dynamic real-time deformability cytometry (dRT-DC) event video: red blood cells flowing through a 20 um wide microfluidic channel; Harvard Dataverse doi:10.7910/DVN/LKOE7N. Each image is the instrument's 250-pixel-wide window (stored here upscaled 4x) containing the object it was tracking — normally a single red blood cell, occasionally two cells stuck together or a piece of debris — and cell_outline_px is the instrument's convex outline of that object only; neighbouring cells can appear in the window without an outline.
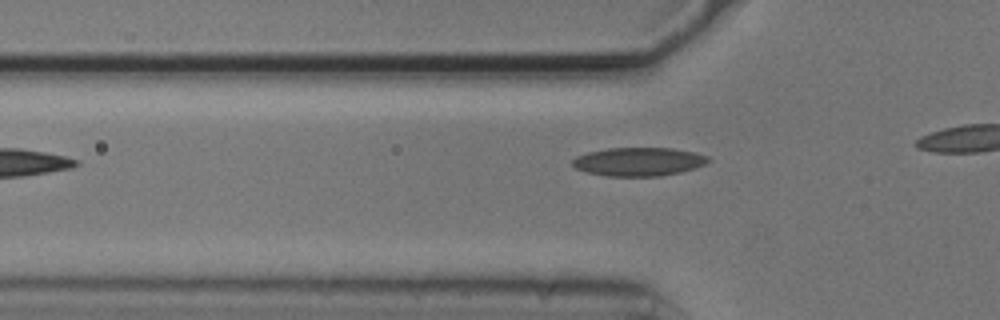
{"species": "common noctule bat (a hibernating species)", "species_latin": "Nyctalus noctula", "temperature_condition": "cold", "stored_images_in_passage": 2, "camera_frame_rate_fps": 3000, "um_per_image_px": 0.085, "animal": {"sex": "male", "body_mass_g": 20.5, "forearm_length_mm": 52.5}, "frame": {"image": 1, "passage_image": 2, "time_ms": 0.333, "image_size_px": [1000, 320], "cell_outline_px": [[708, 160], [704, 164], [680, 172], [660, 176], [604, 176], [588, 172], [576, 168], [572, 164], [572, 160], [576, 156], [588, 152], [608, 148], [672, 148], [696, 152], [708, 156]], "centroid_in_image_um": [54.26, 13.74], "position_along_channel_um": 71.5, "area_um2": 22.43}}